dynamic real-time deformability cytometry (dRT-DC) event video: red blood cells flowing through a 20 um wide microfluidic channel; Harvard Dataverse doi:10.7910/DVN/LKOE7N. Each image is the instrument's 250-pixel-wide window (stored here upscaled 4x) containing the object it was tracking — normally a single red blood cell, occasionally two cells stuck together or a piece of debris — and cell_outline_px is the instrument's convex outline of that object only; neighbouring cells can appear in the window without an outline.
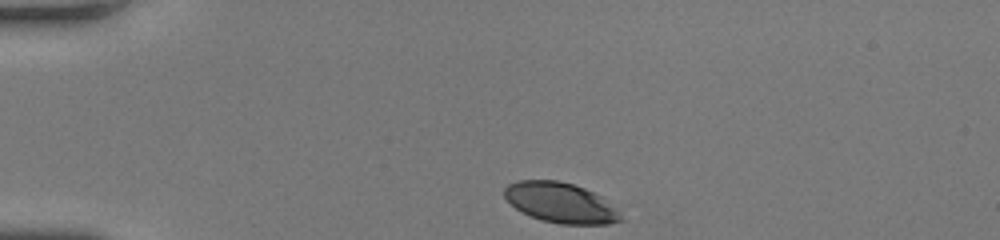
{"species": "human", "species_latin": "Homo sapiens", "temperature_condition": "room temperature", "stored_images_in_passage": 32, "camera_frame_rate_fps": 3000, "um_per_image_px": 0.085, "donor": {"sex": "female"}, "frame": {"image": 1, "passage_image": 1, "time_ms": 0.0, "image_size_px": [1000, 240], "cell_outline_px": [[624, 220], [608, 224], [560, 224], [540, 220], [516, 208], [504, 196], [504, 188], [508, 184], [516, 180], [556, 180], [572, 184], [584, 188], [600, 196], [616, 208]], "centroid_in_image_um": [47.65, 17.23], "position_along_channel_um": 37.4, "area_um2": 27.05}}
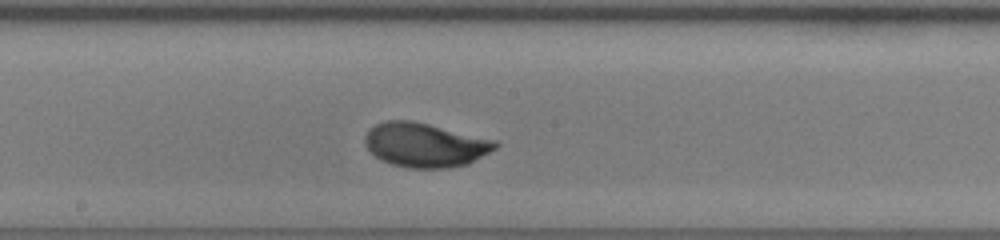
{"frame": {"image": 2, "passage_image": 18, "time_ms": 5.667, "image_size_px": [1000, 240], "cell_outline_px": [[500, 144], [496, 148], [468, 164], [448, 168], [408, 168], [392, 164], [380, 160], [364, 144], [364, 136], [368, 128], [384, 120], [412, 120], [496, 140]], "centroid_in_image_um": [36.1, 12.31], "position_along_channel_um": 212.1, "area_um2": 33.7}}
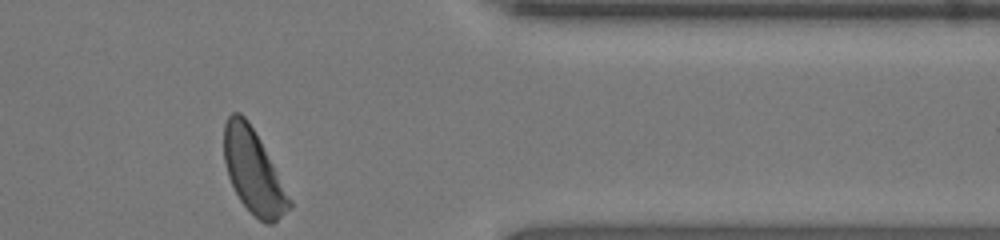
{"frame": {"image": 3, "passage_image": 32, "time_ms": 10.333, "image_size_px": [1000, 240], "cell_outline_px": [[292, 204], [272, 224], [264, 224], [240, 200], [228, 176], [224, 160], [224, 124], [228, 116], [232, 112], [240, 112], [248, 120], [260, 140], [292, 200]], "centroid_in_image_um": [21.52, 14.54], "position_along_channel_um": 389.9, "area_um2": 31.27}, "authors_computed_cell_mechanics": {"area_um2": 32.2235, "velocity_mm_per_s": 4.1003, "shape_relaxation_time_tau1_ms": 2.593, "shape_relaxation_time_tau2_ms": null, "deformation_change_tau1": 0.1494, "deformation_change_tau2": null}}